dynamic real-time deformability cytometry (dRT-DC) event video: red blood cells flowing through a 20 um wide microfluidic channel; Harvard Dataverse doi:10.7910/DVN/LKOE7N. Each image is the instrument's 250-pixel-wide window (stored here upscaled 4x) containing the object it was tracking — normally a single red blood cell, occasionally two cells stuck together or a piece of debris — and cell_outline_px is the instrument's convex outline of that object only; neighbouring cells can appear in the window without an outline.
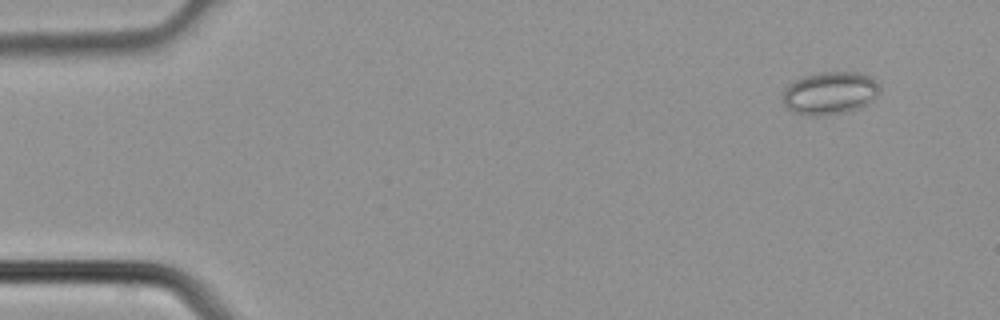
{"species": "common noctule bat (a hibernating species)", "species_latin": "Nyctalus noctula", "temperature_condition": "cold", "stored_images_in_passage": 3, "camera_frame_rate_fps": 3000, "um_per_image_px": 0.085, "animal": {"sex": "male", "body_mass_g": 21.5, "forearm_length_mm": 52.0}, "frame": {"image": 1, "passage_image": 1, "time_ms": 0.0, "image_size_px": [1000, 320], "cell_outline_px": [[880, 92], [872, 100], [860, 108], [844, 112], [816, 116], [812, 116], [792, 112], [784, 108], [780, 100], [784, 88], [788, 84], [812, 72], [860, 72], [868, 76], [880, 84]], "centroid_in_image_um": [70.48, 7.91], "position_along_channel_um": 14.5, "area_um2": 24.62}}